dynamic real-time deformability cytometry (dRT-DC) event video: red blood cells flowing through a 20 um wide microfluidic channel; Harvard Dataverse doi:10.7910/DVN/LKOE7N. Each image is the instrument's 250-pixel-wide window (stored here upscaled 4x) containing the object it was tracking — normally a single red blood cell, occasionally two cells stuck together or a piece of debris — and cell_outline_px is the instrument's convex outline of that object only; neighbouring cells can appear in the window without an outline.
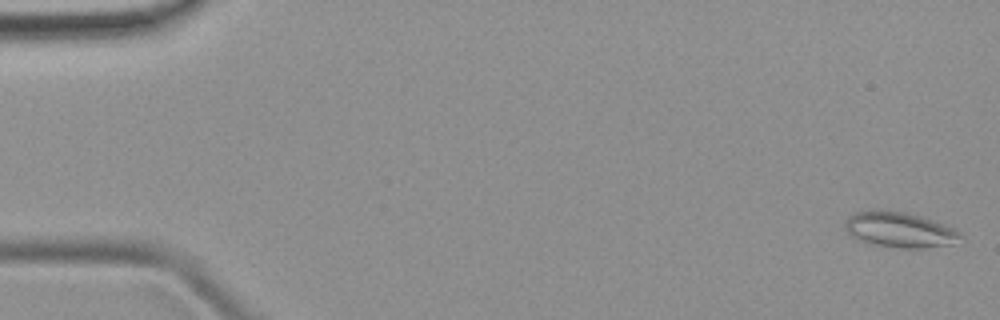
{"species": "common noctule bat (a hibernating species)", "species_latin": "Nyctalus noctula", "temperature_condition": "room temperature", "stored_images_in_passage": 14, "camera_frame_rate_fps": 3000, "um_per_image_px": 0.085, "animal": {"sex": "female", "body_mass_g": 19.9}, "frame": {"image": 1, "passage_image": 1, "time_ms": 0.0, "image_size_px": [1000, 320], "cell_outline_px": [[964, 236], [952, 244], [924, 248], [900, 248], [876, 244], [860, 240], [852, 236], [848, 232], [844, 224], [848, 216], [856, 212], [904, 212], [920, 216], [932, 220], [952, 228], [960, 232]], "centroid_in_image_um": [76.5, 19.56], "position_along_channel_um": 8.5, "area_um2": 23.0}}